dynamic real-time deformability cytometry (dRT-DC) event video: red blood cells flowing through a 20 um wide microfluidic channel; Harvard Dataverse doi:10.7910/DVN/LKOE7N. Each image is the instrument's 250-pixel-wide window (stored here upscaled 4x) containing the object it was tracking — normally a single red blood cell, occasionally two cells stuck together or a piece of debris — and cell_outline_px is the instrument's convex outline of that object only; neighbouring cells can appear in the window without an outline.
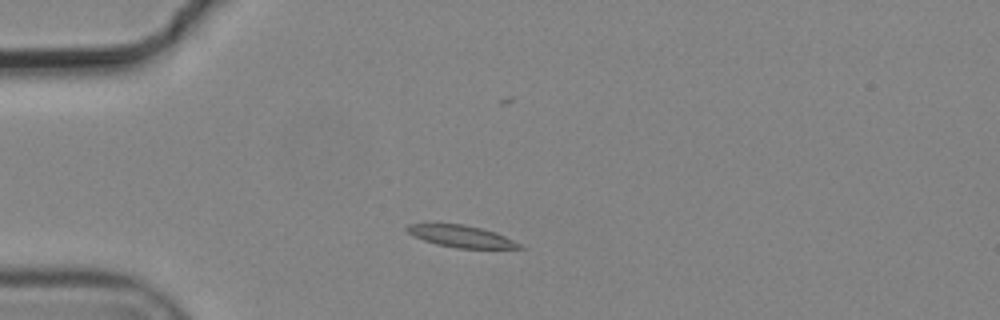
{"species": "common noctule bat (a hibernating species)", "species_latin": "Nyctalus noctula", "temperature_condition": "cold", "stored_images_in_passage": 3, "camera_frame_rate_fps": 3000, "um_per_image_px": 0.085, "animal": {"sex": "male", "body_mass_g": 19.2, "forearm_length_mm": 51.8}, "frame": {"image": 1, "passage_image": 3, "time_ms": 0.667, "image_size_px": [1000, 320], "cell_outline_px": [[524, 248], [456, 248], [436, 244], [424, 240], [408, 232], [404, 228], [408, 224], [464, 224], [496, 232], [520, 244]], "centroid_in_image_um": [39.19, 20.08], "position_along_channel_um": 45.8, "area_um2": 14.05}}